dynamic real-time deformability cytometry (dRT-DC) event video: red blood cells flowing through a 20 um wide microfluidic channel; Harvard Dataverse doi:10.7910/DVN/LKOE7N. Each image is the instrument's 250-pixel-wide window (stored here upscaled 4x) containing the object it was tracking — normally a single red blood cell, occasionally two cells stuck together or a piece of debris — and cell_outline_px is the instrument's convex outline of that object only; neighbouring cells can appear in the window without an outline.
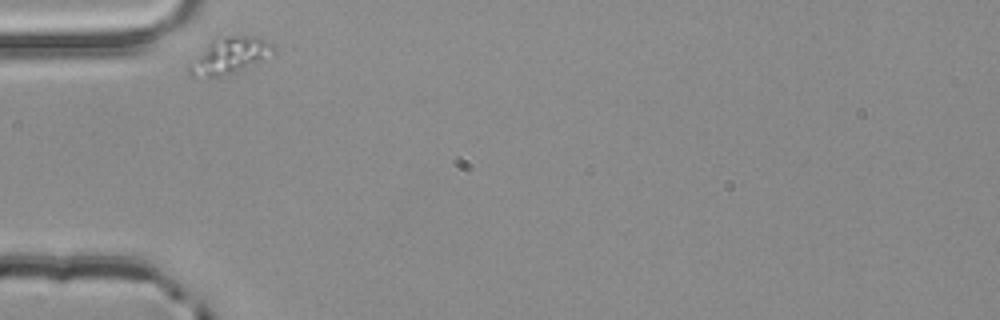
{"species": "common noctule bat (a hibernating species)", "species_latin": "Nyctalus noctula", "temperature_condition": "room temperature", "stored_images_in_passage": 3, "camera_frame_rate_fps": 3000, "um_per_image_px": 0.085, "animal": {"sex": "male", "body_mass_g": 20.4}, "frame": {"image": 1, "passage_image": 1, "time_ms": 0.0, "image_size_px": [1000, 320], "cell_outline_px": [[276, 52], [232, 72], [220, 76], [188, 76], [188, 64], [212, 40], [224, 36], [256, 36], [272, 44], [276, 48]], "centroid_in_image_um": [19.48, 4.7], "position_along_channel_um": 65.5, "area_um2": 17.11}}